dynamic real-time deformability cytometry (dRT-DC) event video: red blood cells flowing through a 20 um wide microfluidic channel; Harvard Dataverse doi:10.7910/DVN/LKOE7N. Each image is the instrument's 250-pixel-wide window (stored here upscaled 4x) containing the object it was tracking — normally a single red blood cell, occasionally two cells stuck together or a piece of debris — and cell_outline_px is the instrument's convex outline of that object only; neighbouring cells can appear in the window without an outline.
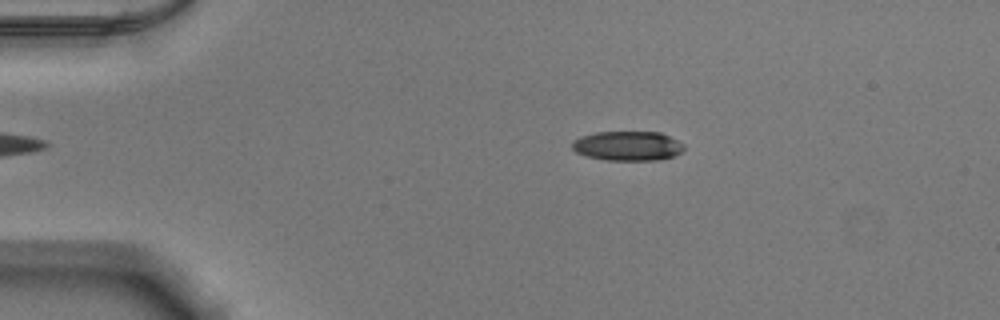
{"species": "Egyptian fruit bat (a non-hibernating species)", "species_latin": "Rousettus aegyptiacus", "temperature_condition": "warm", "stored_images_in_passage": 45, "camera_frame_rate_fps": 3000, "um_per_image_px": 0.085, "animal": {"sex": "male"}, "frame": {"image": 1, "passage_image": 3, "time_ms": 0.667, "image_size_px": [1000, 320], "cell_outline_px": [[684, 148], [680, 152], [672, 156], [656, 160], [604, 160], [588, 156], [576, 152], [572, 148], [572, 140], [580, 136], [596, 132], [660, 132], [684, 144]], "centroid_in_image_um": [53.31, 12.4], "position_along_channel_um": 31.7, "area_um2": 19.13}}
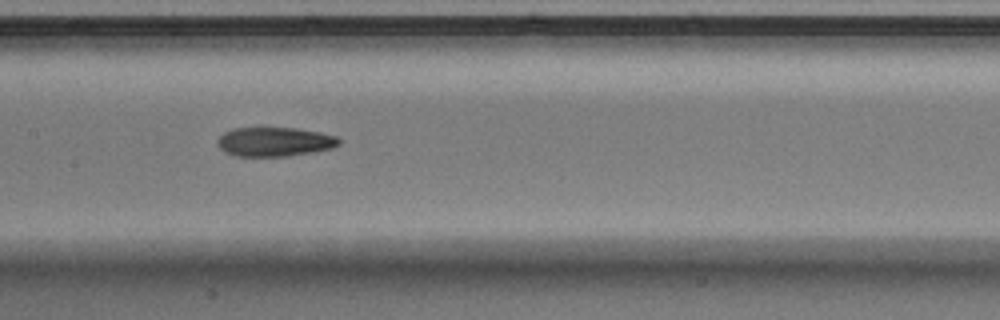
{"frame": {"image": 2, "passage_image": 19, "time_ms": 6.0, "image_size_px": [1000, 320], "cell_outline_px": [[340, 144], [332, 148], [316, 152], [288, 156], [236, 156], [224, 152], [216, 144], [216, 140], [224, 132], [232, 128], [296, 128], [320, 132], [336, 136], [340, 140]], "centroid_in_image_um": [23.33, 12.05], "position_along_channel_um": 184.1, "area_um2": 20.87}}
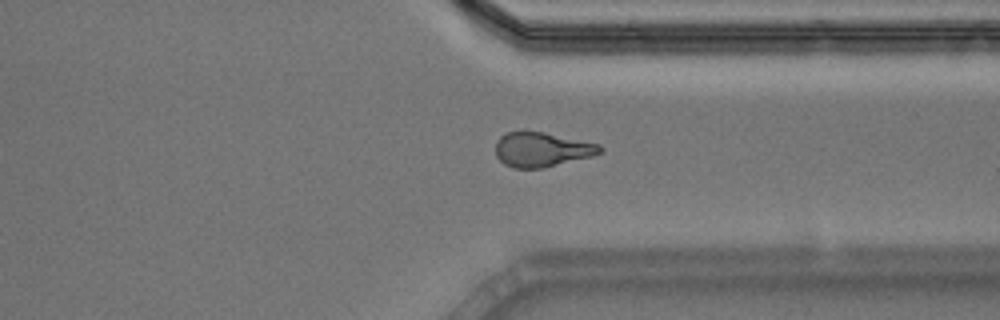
{"frame": {"image": 3, "passage_image": 33, "time_ms": 10.667, "image_size_px": [1000, 320], "cell_outline_px": [[604, 152], [592, 156], [544, 168], [512, 168], [504, 164], [496, 156], [496, 140], [504, 132], [544, 132], [600, 144], [604, 148]], "centroid_in_image_um": [46.07, 12.72], "position_along_channel_um": 365.3, "area_um2": 21.15}, "authors_computed_cell_mechanics": {"area_um2": 21.2126, "velocity_mm_per_s": 3.8875, "shape_relaxation_time_tau1_ms": null, "shape_relaxation_time_tau2_ms": 3.7797, "deformation_change_tau1": null, "deformation_change_tau2": 0.1275}}